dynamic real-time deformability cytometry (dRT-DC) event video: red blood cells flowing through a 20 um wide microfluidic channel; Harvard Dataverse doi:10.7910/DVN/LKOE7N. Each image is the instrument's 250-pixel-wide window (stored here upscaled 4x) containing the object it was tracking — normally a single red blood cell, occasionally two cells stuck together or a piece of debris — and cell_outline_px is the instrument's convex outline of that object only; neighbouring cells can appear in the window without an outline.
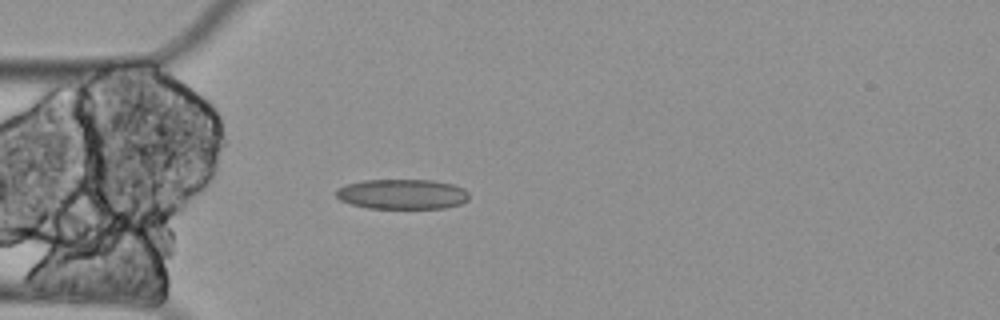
{"species": "Egyptian fruit bat (a non-hibernating species)", "species_latin": "Rousettus aegyptiacus", "temperature_condition": "cold", "stored_images_in_passage": 5, "camera_frame_rate_fps": 3000, "um_per_image_px": 0.085, "animal": {"sex": "female"}, "frame": {"image": 1, "passage_image": 5, "time_ms": 1.333, "image_size_px": [1000, 320], "cell_outline_px": [[468, 200], [460, 204], [444, 208], [368, 208], [352, 204], [340, 200], [336, 196], [336, 188], [360, 180], [432, 180], [452, 184], [464, 188], [468, 192]], "centroid_in_image_um": [34.19, 16.5], "position_along_channel_um": 50.8, "area_um2": 23.29}}